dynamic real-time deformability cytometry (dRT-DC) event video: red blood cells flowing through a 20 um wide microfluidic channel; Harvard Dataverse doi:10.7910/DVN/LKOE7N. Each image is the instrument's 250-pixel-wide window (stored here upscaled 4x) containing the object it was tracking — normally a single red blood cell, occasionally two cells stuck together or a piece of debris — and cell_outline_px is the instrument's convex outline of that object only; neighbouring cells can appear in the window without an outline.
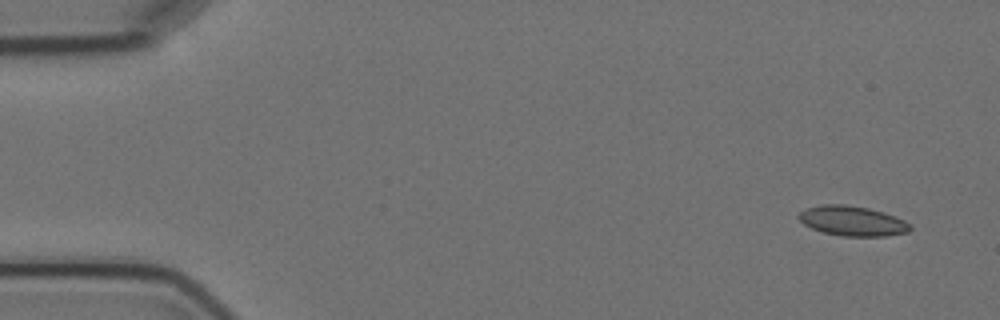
{"species": "Egyptian fruit bat (a non-hibernating species)", "species_latin": "Rousettus aegyptiacus", "temperature_condition": "cold", "stored_images_in_passage": 5, "camera_frame_rate_fps": 3000, "um_per_image_px": 0.085, "animal": {"sex": "female"}, "frame": {"image": 1, "passage_image": 1, "time_ms": 0.0, "image_size_px": [1000, 320], "cell_outline_px": [[912, 228], [908, 232], [884, 236], [844, 236], [824, 232], [812, 228], [804, 224], [796, 216], [804, 208], [820, 204], [848, 204], [868, 208], [884, 212], [904, 220], [912, 224]], "centroid_in_image_um": [72.45, 18.76], "position_along_channel_um": 12.6, "area_um2": 19.54}}